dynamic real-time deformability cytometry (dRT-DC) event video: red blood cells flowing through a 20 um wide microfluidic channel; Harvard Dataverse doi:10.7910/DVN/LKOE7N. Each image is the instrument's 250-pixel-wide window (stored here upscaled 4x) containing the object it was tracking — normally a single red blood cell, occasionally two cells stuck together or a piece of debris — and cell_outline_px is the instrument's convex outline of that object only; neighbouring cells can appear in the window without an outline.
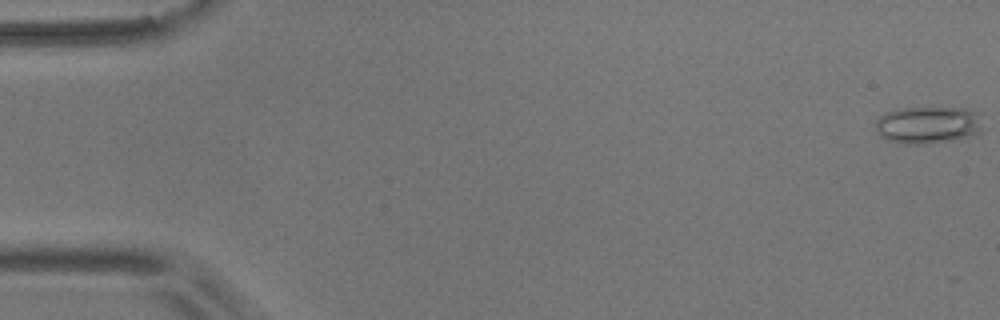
{"species": "common noctule bat (a hibernating species)", "species_latin": "Nyctalus noctula", "temperature_condition": "room temperature", "stored_images_in_passage": 13, "camera_frame_rate_fps": 3000, "um_per_image_px": 0.085, "animal": {"sex": "male", "body_mass_g": 17.9}, "frame": {"image": 1, "passage_image": 1, "time_ms": 0.0, "image_size_px": [1000, 320], "cell_outline_px": [[980, 132], [964, 136], [924, 144], [904, 144], [888, 140], [880, 136], [876, 128], [876, 120], [884, 112], [900, 108], [964, 108], [976, 112], [980, 128]], "centroid_in_image_um": [78.77, 10.6], "position_along_channel_um": 6.2, "area_um2": 22.6}}